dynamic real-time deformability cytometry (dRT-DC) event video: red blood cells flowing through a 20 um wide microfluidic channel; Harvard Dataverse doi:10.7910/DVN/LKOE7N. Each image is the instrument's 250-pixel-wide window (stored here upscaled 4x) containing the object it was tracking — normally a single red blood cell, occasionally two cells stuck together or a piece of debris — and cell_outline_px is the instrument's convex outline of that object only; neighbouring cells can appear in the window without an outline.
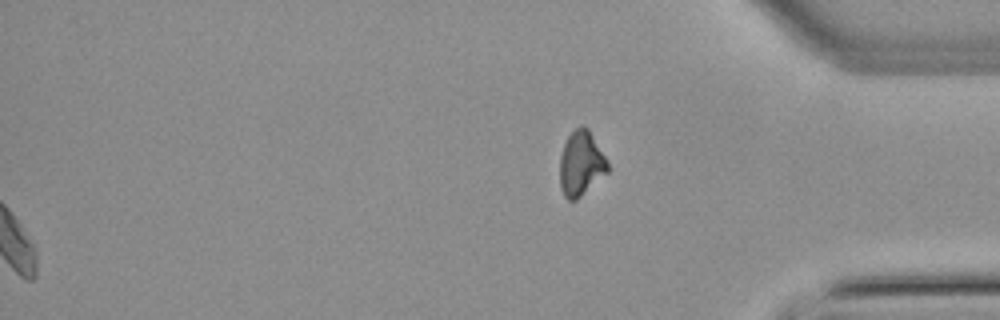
{"species": "common noctule bat (a hibernating species)", "species_latin": "Nyctalus noctula", "temperature_condition": "warm", "stored_images_in_passage": 55, "segment_of_instrument_passage": [2, 2], "camera_frame_rate_fps": 3000, "um_per_image_px": 0.085, "animal": {"sex": "male", "body_mass_g": 21.5, "forearm_length_mm": 52.0}, "frame": {"image": 1, "passage_image": 55, "time_ms": 18.0, "image_size_px": [1000, 320], "cell_outline_px": [[608, 172], [576, 200], [568, 200], [564, 196], [560, 188], [560, 156], [564, 144], [568, 136], [576, 128], [588, 128], [608, 160]], "centroid_in_image_um": [49.39, 13.92], "position_along_channel_um": 385.8, "area_um2": 17.92}}